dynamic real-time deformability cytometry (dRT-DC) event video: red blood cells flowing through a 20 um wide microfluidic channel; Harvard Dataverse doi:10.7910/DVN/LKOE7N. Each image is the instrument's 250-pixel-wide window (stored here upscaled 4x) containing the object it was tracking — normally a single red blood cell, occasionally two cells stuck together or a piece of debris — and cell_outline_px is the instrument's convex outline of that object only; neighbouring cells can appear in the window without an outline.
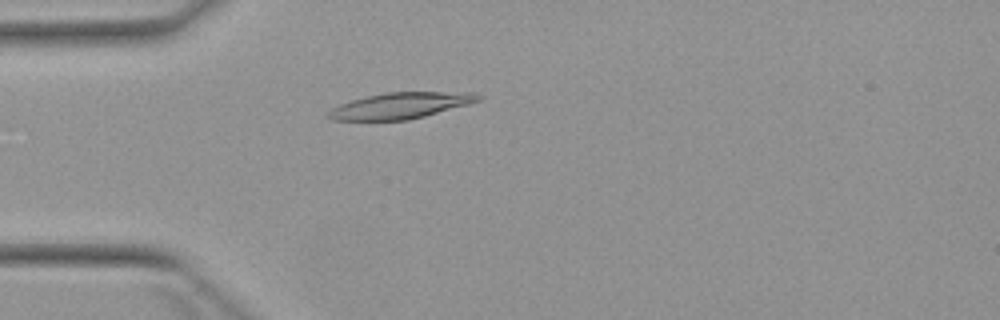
{"species": "Egyptian fruit bat (a non-hibernating species)", "species_latin": "Rousettus aegyptiacus", "temperature_condition": "warm", "stored_images_in_passage": 1, "camera_frame_rate_fps": 3000, "um_per_image_px": 0.085, "animal": {"sex": "female"}, "frame": {"image": 1, "passage_image": 1, "time_ms": 0.0, "image_size_px": [1000, 320], "cell_outline_px": [[484, 96], [480, 100], [468, 104], [424, 116], [408, 120], [332, 120], [328, 116], [328, 112], [332, 108], [340, 104], [352, 100], [384, 92], [472, 92]], "centroid_in_image_um": [34.06, 8.97], "position_along_channel_um": 50.9, "area_um2": 22.6}}